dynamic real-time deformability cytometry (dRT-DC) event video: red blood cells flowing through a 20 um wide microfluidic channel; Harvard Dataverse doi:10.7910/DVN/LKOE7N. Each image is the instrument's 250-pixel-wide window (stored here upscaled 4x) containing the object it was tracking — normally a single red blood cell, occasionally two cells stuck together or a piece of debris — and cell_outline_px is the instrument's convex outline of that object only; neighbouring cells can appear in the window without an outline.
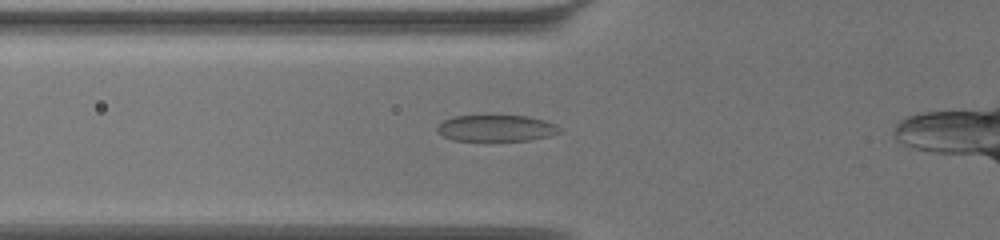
{"species": "common noctule bat (a hibernating species)", "species_latin": "Nyctalus noctula", "temperature_condition": "warm", "stored_images_in_passage": 43, "camera_frame_rate_fps": 3000, "um_per_image_px": 0.085, "animal": {"sex": "female", "body_mass_g": 19.5, "forearm_length_mm": 54.1}, "frame": {"image": 1, "passage_image": 11, "time_ms": 3.333, "image_size_px": [1000, 240], "cell_outline_px": [[560, 132], [548, 136], [528, 140], [492, 144], [452, 140], [436, 132], [436, 128], [444, 120], [456, 116], [528, 116], [544, 120], [556, 124], [560, 128]], "centroid_in_image_um": [42.15, 10.95], "position_along_channel_um": 83.7, "area_um2": 19.65}}
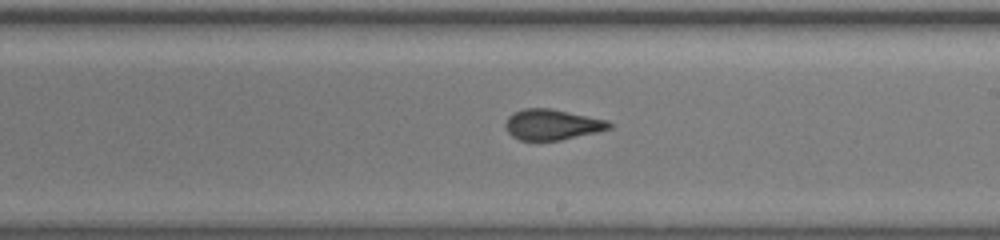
{"frame": {"image": 2, "passage_image": 25, "time_ms": 8.0, "image_size_px": [1000, 240], "cell_outline_px": [[612, 128], [596, 132], [560, 140], [520, 140], [512, 136], [508, 132], [504, 124], [508, 116], [512, 112], [524, 108], [552, 108], [608, 120], [612, 124]], "centroid_in_image_um": [46.92, 10.57], "position_along_channel_um": 242.1, "area_um2": 18.61}}
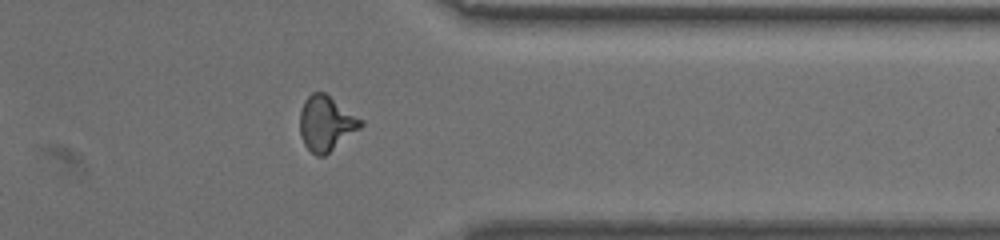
{"frame": {"image": 3, "passage_image": 38, "time_ms": 12.333, "image_size_px": [1000, 240], "cell_outline_px": [[364, 124], [360, 128], [324, 156], [316, 156], [304, 144], [300, 136], [300, 112], [304, 100], [312, 92], [324, 92], [364, 120]], "centroid_in_image_um": [27.72, 10.48], "position_along_channel_um": 383.7, "area_um2": 19.42}}